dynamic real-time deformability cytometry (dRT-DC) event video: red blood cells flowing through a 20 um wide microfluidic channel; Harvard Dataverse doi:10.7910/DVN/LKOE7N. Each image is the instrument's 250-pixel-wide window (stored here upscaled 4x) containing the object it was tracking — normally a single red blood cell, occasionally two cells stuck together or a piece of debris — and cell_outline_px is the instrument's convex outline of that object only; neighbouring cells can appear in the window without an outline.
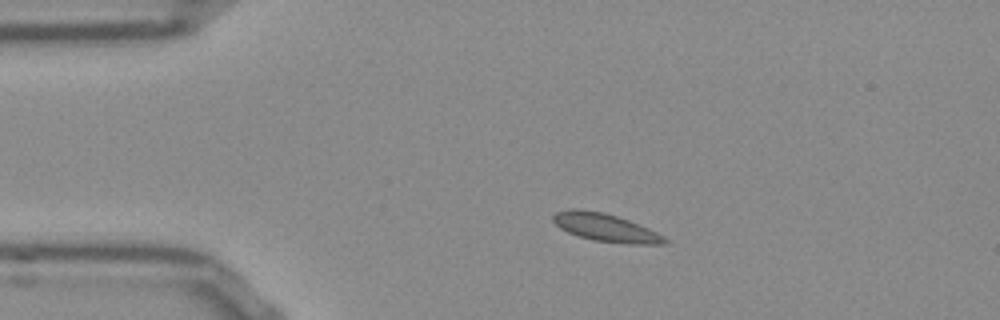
{"species": "Egyptian fruit bat (a non-hibernating species)", "species_latin": "Rousettus aegyptiacus", "temperature_condition": "room temperature", "stored_images_in_passage": 44, "camera_frame_rate_fps": 3000, "um_per_image_px": 0.085, "frame": {"image": 1, "passage_image": 1, "time_ms": 0.0, "image_size_px": [1000, 320], "cell_outline_px": [[668, 244], [628, 244], [592, 240], [576, 236], [560, 228], [552, 220], [552, 216], [556, 212], [572, 208], [580, 208], [604, 212], [628, 220], [648, 228], [664, 236], [668, 240]], "centroid_in_image_um": [51.45, 19.34], "position_along_channel_um": 33.5, "area_um2": 18.32}}
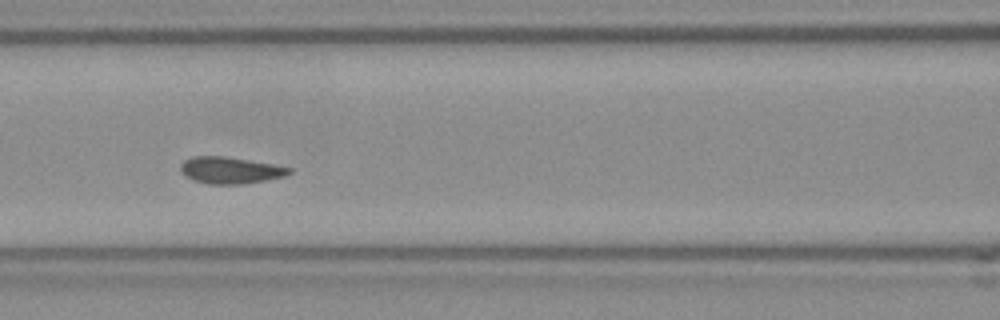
{"frame": {"image": 2, "passage_image": 13, "time_ms": 4.0, "image_size_px": [1000, 320], "cell_outline_px": [[292, 172], [284, 176], [244, 184], [208, 184], [192, 180], [180, 168], [180, 164], [184, 160], [192, 156], [224, 156], [272, 164], [292, 168]], "centroid_in_image_um": [19.57, 14.47], "position_along_channel_um": 147.0, "area_um2": 16.7}}
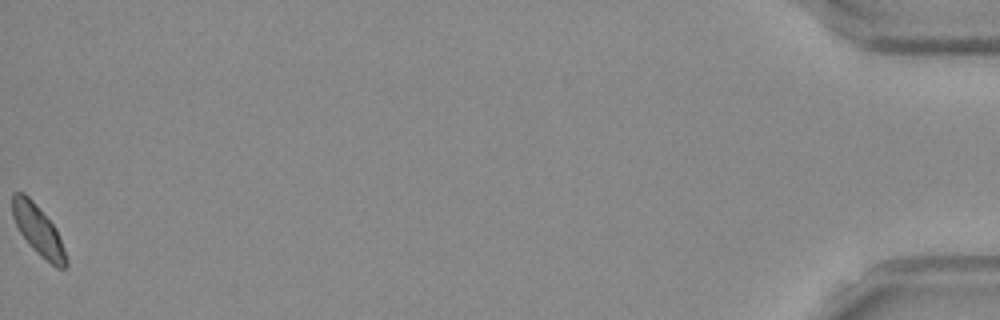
{"frame": {"image": 3, "passage_image": 44, "time_ms": 14.333, "image_size_px": [1000, 320], "cell_outline_px": [[68, 264], [64, 268], [56, 268], [36, 252], [28, 244], [20, 232], [12, 216], [12, 192], [24, 192], [32, 200], [56, 228], [68, 260]], "centroid_in_image_um": [3.24, 19.57], "position_along_channel_um": 432.0, "area_um2": 15.55}, "authors_computed_cell_mechanics": {"area_um2": 16.0684, "velocity_mm_per_s": 3.7789, "shape_relaxation_time_tau1_ms": 4.0195, "shape_relaxation_time_tau2_ms": null, "deformation_change_tau1": 0.105, "deformation_change_tau2": null}}